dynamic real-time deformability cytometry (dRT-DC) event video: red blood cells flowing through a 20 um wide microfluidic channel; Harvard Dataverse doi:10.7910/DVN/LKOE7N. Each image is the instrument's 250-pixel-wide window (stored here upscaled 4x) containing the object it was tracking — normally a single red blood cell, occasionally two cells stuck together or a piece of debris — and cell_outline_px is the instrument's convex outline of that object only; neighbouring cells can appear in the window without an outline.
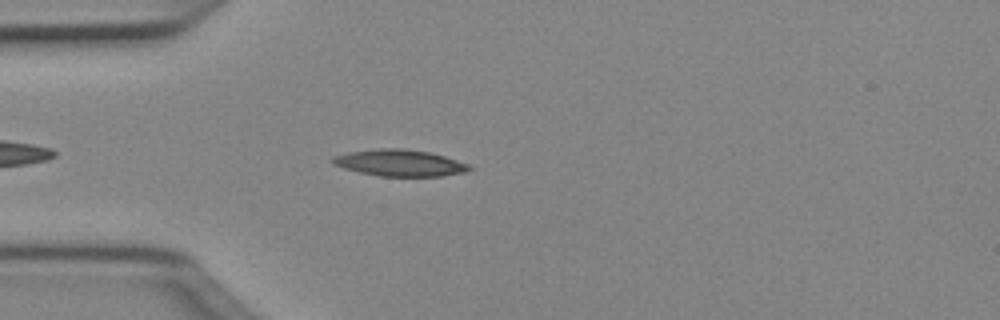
{"species": "Egyptian fruit bat (a non-hibernating species)", "species_latin": "Rousettus aegyptiacus", "temperature_condition": "cold", "stored_images_in_passage": 41, "camera_frame_rate_fps": 3000, "um_per_image_px": 0.085, "animal": {"sex": "female"}, "frame": {"image": 1, "passage_image": 5, "time_ms": 1.333, "image_size_px": [1000, 320], "cell_outline_px": [[472, 168], [464, 172], [440, 176], [380, 176], [360, 172], [344, 168], [332, 164], [332, 156], [348, 152], [380, 148], [404, 148], [428, 152], [444, 156], [468, 164]], "centroid_in_image_um": [33.94, 13.84], "position_along_channel_um": 51.1, "area_um2": 20.98}}
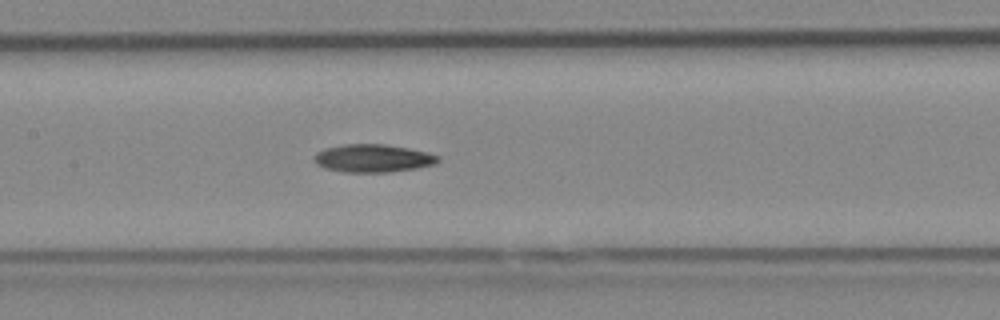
{"frame": {"image": 2, "passage_image": 15, "time_ms": 4.667, "image_size_px": [1000, 320], "cell_outline_px": [[440, 160], [436, 164], [416, 168], [388, 172], [344, 172], [324, 168], [316, 164], [312, 160], [316, 152], [324, 148], [344, 144], [384, 144], [408, 148], [428, 152], [440, 156]], "centroid_in_image_um": [31.68, 13.45], "position_along_channel_um": 175.7, "area_um2": 20.35}}
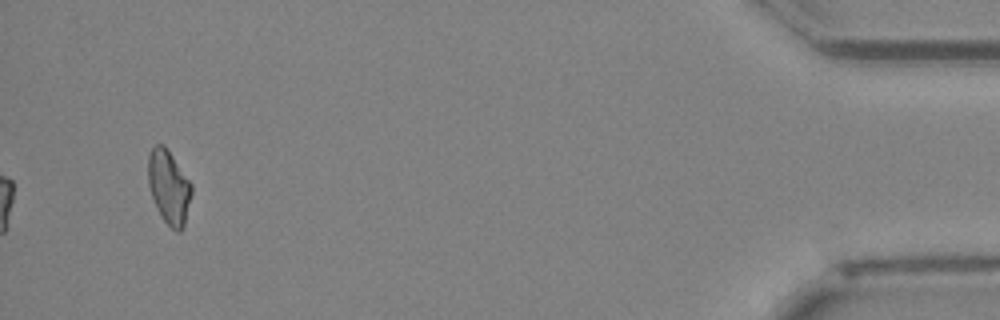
{"frame": {"image": 3, "passage_image": 39, "time_ms": 12.667, "image_size_px": [1000, 320], "cell_outline_px": [[192, 192], [184, 228], [180, 232], [176, 232], [160, 216], [152, 200], [148, 184], [148, 156], [152, 148], [156, 144], [164, 144], [192, 184]], "centroid_in_image_um": [14.35, 15.92], "position_along_channel_um": 420.9, "area_um2": 18.84}, "authors_computed_cell_mechanics": {"area_um2": 19.3052, "velocity_mm_per_s": 4.0411, "shape_relaxation_time_tau1_ms": null, "shape_relaxation_time_tau2_ms": 6.9343, "deformation_change_tau1": null, "deformation_change_tau2": 0.1559}}